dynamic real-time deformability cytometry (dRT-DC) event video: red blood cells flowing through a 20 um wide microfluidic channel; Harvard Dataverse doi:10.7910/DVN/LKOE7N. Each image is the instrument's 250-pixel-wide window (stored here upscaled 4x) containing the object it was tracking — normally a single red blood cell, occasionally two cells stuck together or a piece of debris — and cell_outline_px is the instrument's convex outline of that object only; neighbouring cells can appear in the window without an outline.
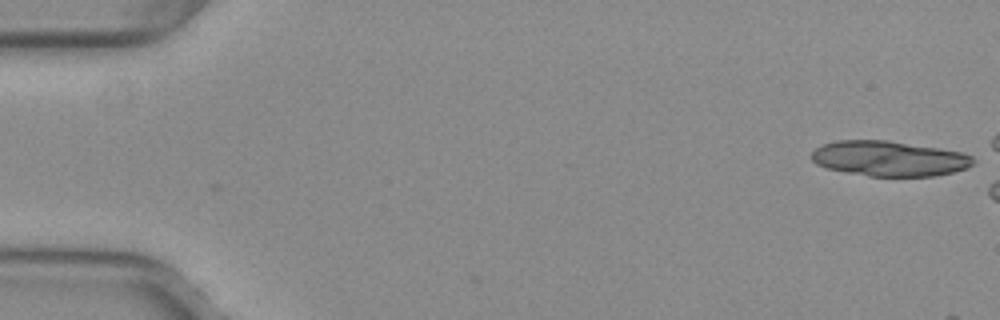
{"species": "common noctule bat (a hibernating species)", "species_latin": "Nyctalus noctula", "temperature_condition": "warm", "stored_images_in_passage": 7, "camera_frame_rate_fps": 3000, "um_per_image_px": 0.085, "animal": {"sex": "female", "body_mass_g": 29.2, "forearm_length_mm": 56.3}, "frame": {"image": 1, "passage_image": 1, "time_ms": 0.0, "image_size_px": [1000, 320], "cell_outline_px": [[976, 160], [972, 164], [964, 168], [952, 172], [936, 176], [868, 176], [828, 168], [816, 164], [812, 160], [812, 152], [816, 148], [824, 144], [836, 140], [888, 140], [964, 152], [972, 156]], "centroid_in_image_um": [75.6, 13.47], "position_along_channel_um": 9.4, "area_um2": 33.06}}